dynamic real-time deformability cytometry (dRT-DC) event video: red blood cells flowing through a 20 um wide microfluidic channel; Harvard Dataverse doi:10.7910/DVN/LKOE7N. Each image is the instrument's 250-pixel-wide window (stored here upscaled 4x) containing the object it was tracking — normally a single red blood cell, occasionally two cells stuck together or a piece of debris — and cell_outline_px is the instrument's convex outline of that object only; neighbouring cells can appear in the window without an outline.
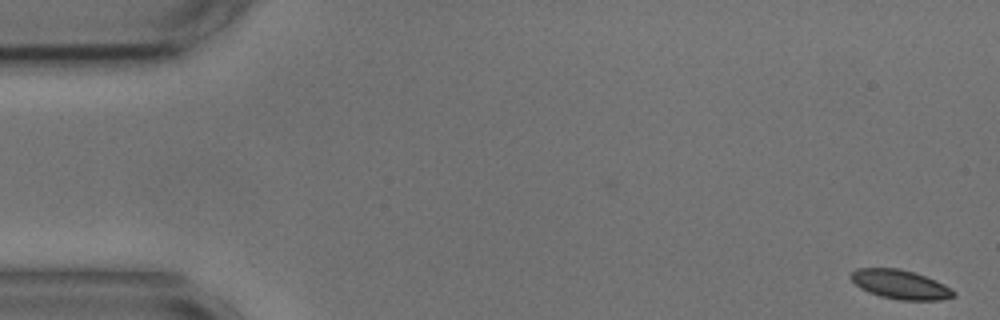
{"species": "common noctule bat (a hibernating species)", "species_latin": "Nyctalus noctula", "temperature_condition": "cold", "stored_images_in_passage": 49, "camera_frame_rate_fps": 3000, "um_per_image_px": 0.085, "animal": {"sex": "male", "body_mass_g": 17.9, "forearm_length_mm": 54.2}, "frame": {"image": 1, "passage_image": 1, "time_ms": 0.0, "image_size_px": [1000, 320], "cell_outline_px": [[956, 296], [940, 300], [900, 300], [880, 296], [868, 292], [860, 288], [848, 276], [856, 268], [900, 268], [936, 280], [952, 288], [956, 292]], "centroid_in_image_um": [76.53, 24.18], "position_along_channel_um": 8.5, "area_um2": 17.51}}
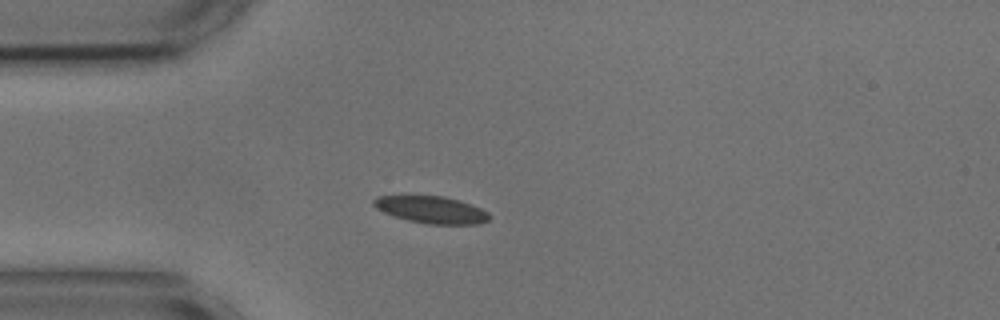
{"frame": {"image": 2, "passage_image": 14, "time_ms": 4.333, "image_size_px": [1000, 320], "cell_outline_px": [[492, 216], [488, 220], [480, 224], [428, 224], [408, 220], [384, 212], [376, 208], [372, 204], [372, 200], [376, 196], [444, 196], [460, 200], [480, 208], [488, 212]], "centroid_in_image_um": [36.69, 17.82], "position_along_channel_um": 48.3, "area_um2": 18.21}}
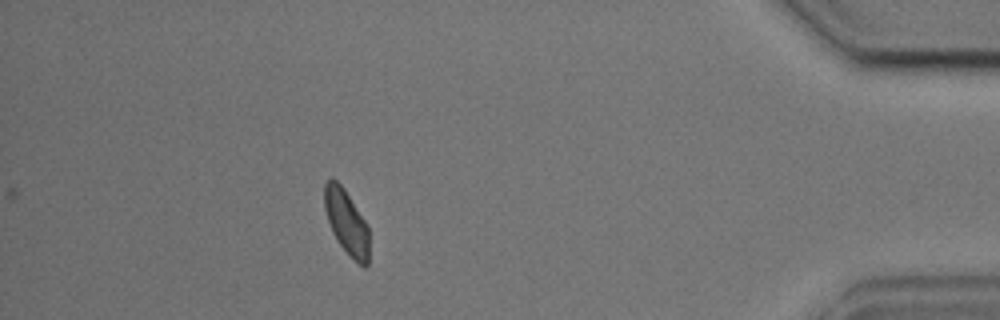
{"frame": {"image": 3, "passage_image": 49, "time_ms": 16.0, "image_size_px": [1000, 320], "cell_outline_px": [[368, 264], [364, 268], [336, 240], [332, 232], [324, 208], [324, 184], [332, 176], [344, 188], [364, 220], [368, 228]], "centroid_in_image_um": [29.42, 18.83], "position_along_channel_um": 405.8, "area_um2": 16.47}, "authors_computed_cell_mechanics": {"area_um2": 17.8602, "velocity_mm_per_s": 3.5934, "shape_relaxation_time_tau1_ms": 3.9309, "shape_relaxation_time_tau2_ms": 2.1826, "deformation_change_tau1": 0.0654, "deformation_change_tau2": 0.0725}}